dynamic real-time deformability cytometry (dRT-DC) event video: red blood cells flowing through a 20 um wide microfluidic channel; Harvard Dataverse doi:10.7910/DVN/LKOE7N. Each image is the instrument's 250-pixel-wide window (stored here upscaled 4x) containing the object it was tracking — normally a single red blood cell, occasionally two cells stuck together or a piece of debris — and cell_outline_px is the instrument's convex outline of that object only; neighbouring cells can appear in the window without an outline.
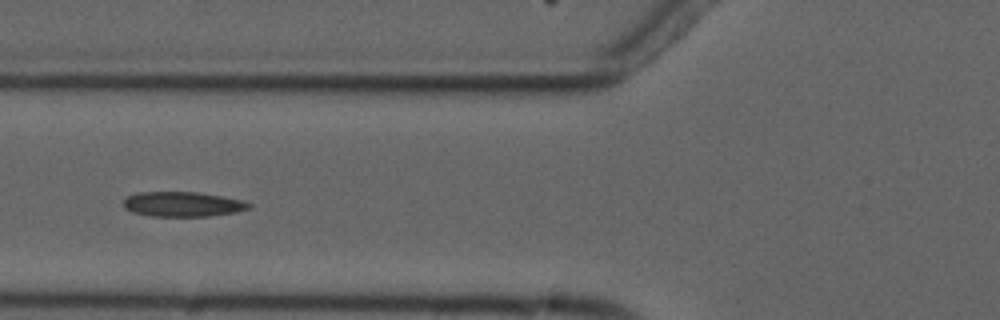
{"species": "common noctule bat (a hibernating species)", "species_latin": "Nyctalus noctula", "temperature_condition": "cold", "stored_images_in_passage": 7, "camera_frame_rate_fps": 3000, "um_per_image_px": 0.085, "animal": {"sex": "male", "forearm_length_mm": 52.5}, "frame": {"image": 1, "passage_image": 5, "time_ms": 4.667, "image_size_px": [1000, 320], "cell_outline_px": [[252, 208], [236, 212], [208, 216], [152, 216], [132, 212], [124, 208], [124, 200], [128, 196], [136, 192], [196, 192], [244, 200], [252, 204]], "centroid_in_image_um": [15.55, 17.35], "position_along_channel_um": 110.3, "area_um2": 18.21}}
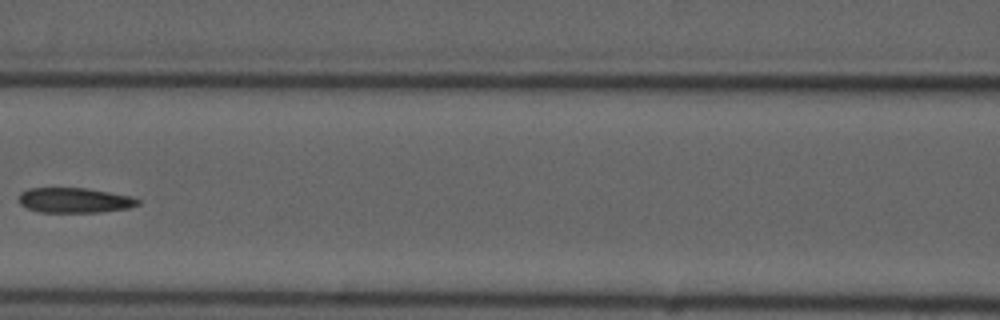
{"frame": {"image": 2, "passage_image": 6, "time_ms": 6.0, "image_size_px": [1000, 320], "cell_outline_px": [[140, 204], [128, 208], [100, 212], [40, 212], [28, 208], [20, 204], [20, 192], [28, 188], [88, 188], [128, 196], [140, 200]], "centroid_in_image_um": [6.32, 17.02], "position_along_channel_um": 160.3, "area_um2": 17.22}}
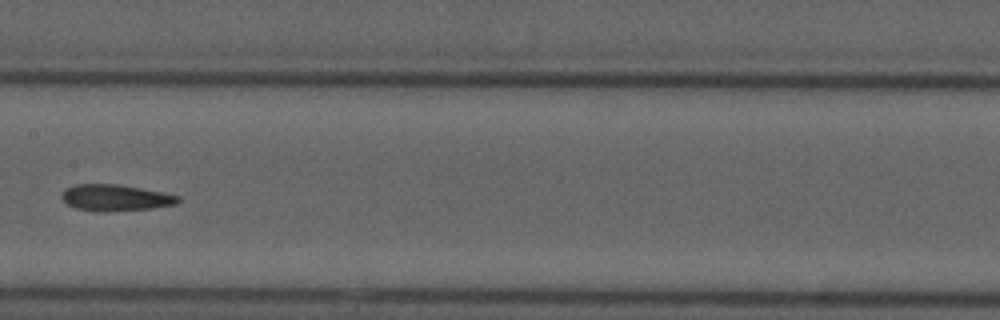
{"frame": {"image": 3, "passage_image": 7, "time_ms": 7.0, "image_size_px": [1000, 320], "cell_outline_px": [[180, 200], [176, 204], [152, 208], [104, 212], [96, 212], [76, 208], [68, 204], [60, 196], [68, 188], [76, 184], [116, 184], [140, 188], [180, 196]], "centroid_in_image_um": [9.81, 16.82], "position_along_channel_um": 197.6, "area_um2": 17.69}}